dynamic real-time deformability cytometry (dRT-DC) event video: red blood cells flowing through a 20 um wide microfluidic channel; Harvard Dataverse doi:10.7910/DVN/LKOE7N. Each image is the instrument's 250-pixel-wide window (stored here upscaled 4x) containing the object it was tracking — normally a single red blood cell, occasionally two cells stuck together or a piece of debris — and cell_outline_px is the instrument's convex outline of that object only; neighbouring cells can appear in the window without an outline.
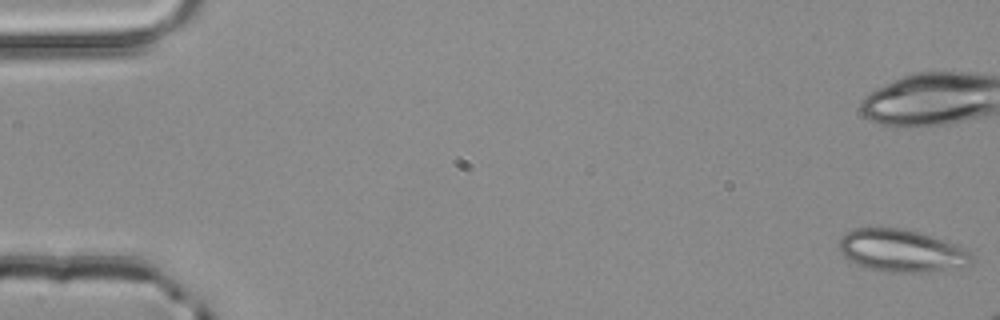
{"species": "common noctule bat (a hibernating species)", "species_latin": "Nyctalus noctula", "temperature_condition": "room temperature", "stored_images_in_passage": 5, "camera_frame_rate_fps": 3000, "um_per_image_px": 0.085, "animal": {"sex": "male", "body_mass_g": 20.4}, "frame": {"image": 1, "passage_image": 1, "time_ms": 0.0, "image_size_px": [1000, 320], "cell_outline_px": [[972, 264], [964, 268], [928, 272], [888, 272], [868, 268], [848, 260], [840, 252], [840, 236], [856, 228], [900, 228], [932, 236], [968, 248], [972, 252]], "centroid_in_image_um": [76.71, 21.33], "position_along_channel_um": 8.3, "area_um2": 33.06}}